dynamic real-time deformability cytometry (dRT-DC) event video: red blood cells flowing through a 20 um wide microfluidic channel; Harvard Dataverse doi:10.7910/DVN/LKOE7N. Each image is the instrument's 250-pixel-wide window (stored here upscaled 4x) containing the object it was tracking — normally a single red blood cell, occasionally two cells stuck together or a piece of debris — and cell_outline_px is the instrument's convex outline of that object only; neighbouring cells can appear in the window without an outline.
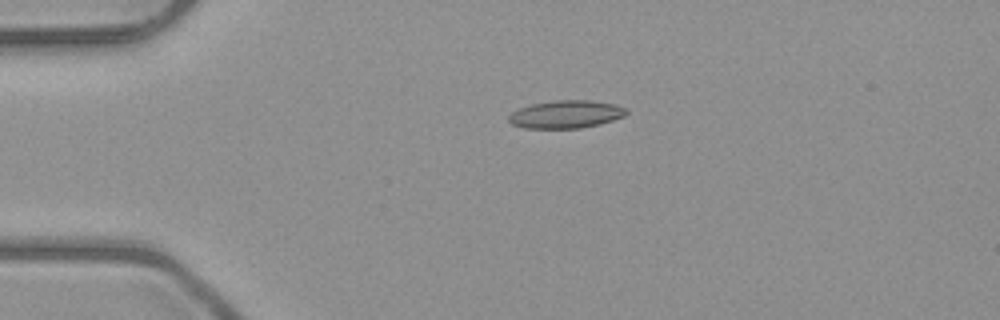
{"species": "common noctule bat (a hibernating species)", "species_latin": "Nyctalus noctula", "temperature_condition": "room temperature", "stored_images_in_passage": 5, "camera_frame_rate_fps": 3000, "um_per_image_px": 0.085, "animal": {"sex": "male", "body_mass_g": 23.1, "forearm_length_mm": 52.7}, "frame": {"image": 1, "passage_image": 4, "time_ms": 3.333, "image_size_px": [1000, 320], "cell_outline_px": [[628, 112], [624, 116], [600, 124], [580, 128], [524, 128], [512, 124], [508, 120], [508, 116], [512, 112], [520, 108], [532, 104], [556, 100], [588, 100], [616, 104], [628, 108]], "centroid_in_image_um": [48.13, 9.71], "position_along_channel_um": 36.9, "area_um2": 19.07}}